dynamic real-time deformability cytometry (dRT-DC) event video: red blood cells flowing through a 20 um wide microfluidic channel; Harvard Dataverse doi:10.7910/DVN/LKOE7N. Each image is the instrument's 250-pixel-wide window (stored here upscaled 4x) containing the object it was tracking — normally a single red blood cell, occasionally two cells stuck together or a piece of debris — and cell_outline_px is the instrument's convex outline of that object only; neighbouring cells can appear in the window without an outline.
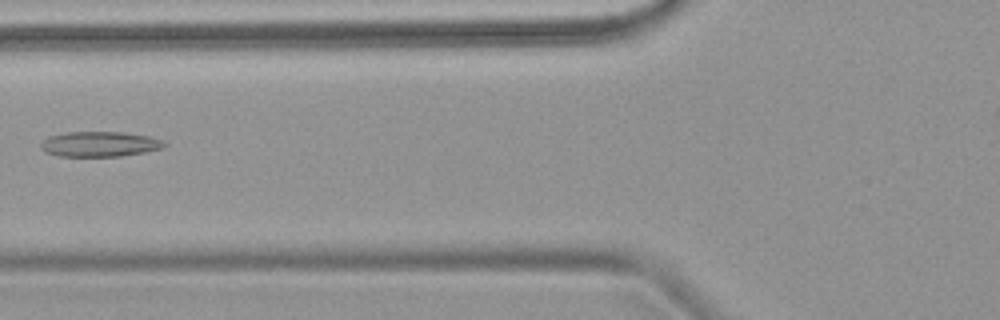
{"species": "common noctule bat (a hibernating species)", "species_latin": "Nyctalus noctula", "temperature_condition": "warm", "stored_images_in_passage": 6, "camera_frame_rate_fps": 3000, "um_per_image_px": 0.085, "animal": {"sex": "female", "body_mass_g": 18.4}, "frame": {"image": 1, "passage_image": 5, "time_ms": 6.667, "image_size_px": [1000, 320], "cell_outline_px": [[168, 144], [164, 148], [144, 152], [120, 156], [60, 156], [44, 152], [40, 148], [40, 144], [48, 136], [64, 132], [124, 132], [148, 136], [164, 140]], "centroid_in_image_um": [8.48, 12.24], "position_along_channel_um": 117.3, "area_um2": 18.26}}
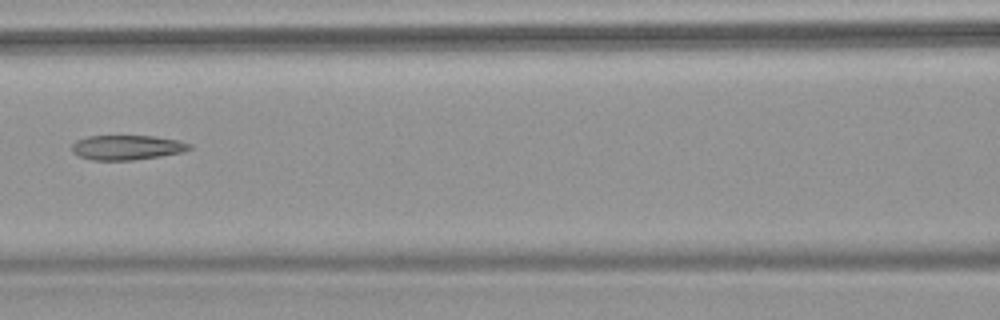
{"frame": {"image": 2, "passage_image": 6, "time_ms": 7.667, "image_size_px": [1000, 320], "cell_outline_px": [[192, 148], [184, 152], [160, 156], [132, 160], [92, 160], [80, 156], [72, 152], [72, 144], [76, 140], [88, 136], [152, 136], [176, 140], [192, 144]], "centroid_in_image_um": [10.79, 12.53], "position_along_channel_um": 155.8, "area_um2": 16.88}}